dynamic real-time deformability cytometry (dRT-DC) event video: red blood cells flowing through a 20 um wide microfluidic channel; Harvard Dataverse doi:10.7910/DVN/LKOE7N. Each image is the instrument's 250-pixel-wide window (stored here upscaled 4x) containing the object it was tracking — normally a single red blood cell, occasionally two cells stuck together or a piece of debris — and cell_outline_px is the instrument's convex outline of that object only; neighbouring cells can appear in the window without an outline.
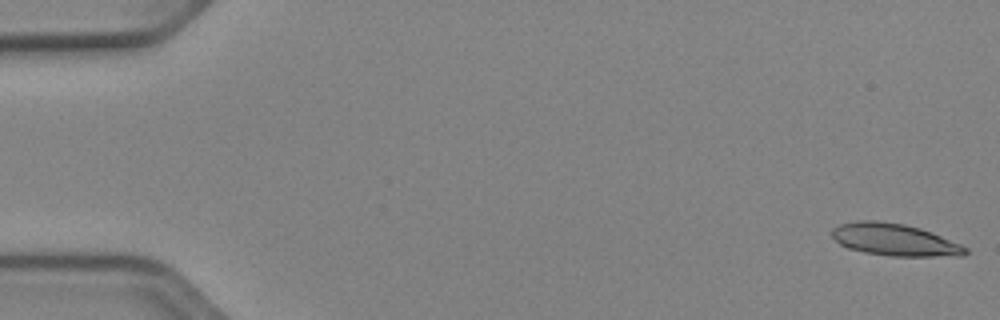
{"species": "Egyptian fruit bat (a non-hibernating species)", "species_latin": "Rousettus aegyptiacus", "temperature_condition": "cold", "stored_images_in_passage": 21, "camera_frame_rate_fps": 3000, "um_per_image_px": 0.085, "animal": {"sex": "female"}, "frame": {"image": 1, "passage_image": 1, "time_ms": 0.0, "image_size_px": [1000, 320], "cell_outline_px": [[968, 252], [964, 256], [892, 256], [864, 252], [848, 248], [840, 244], [832, 236], [832, 228], [840, 224], [856, 220], [880, 220], [904, 224], [920, 228], [932, 232], [960, 244], [968, 248]], "centroid_in_image_um": [76.04, 20.37], "position_along_channel_um": 9.0, "area_um2": 25.09}}
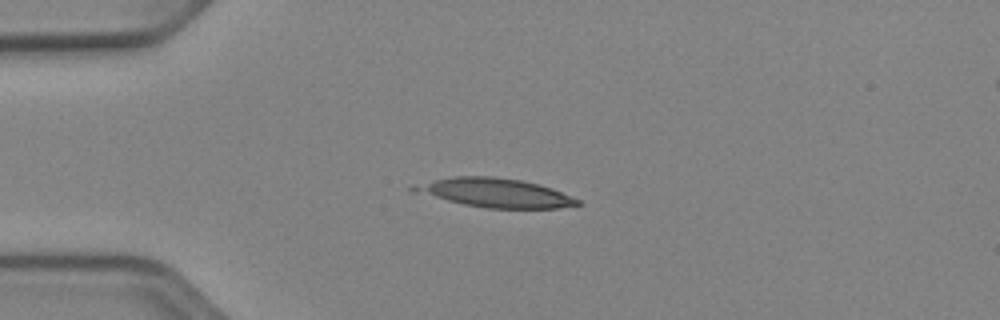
{"frame": {"image": 2, "passage_image": 13, "time_ms": 4.0, "image_size_px": [1000, 320], "cell_outline_px": [[584, 204], [560, 208], [488, 208], [464, 204], [412, 192], [408, 188], [436, 180], [452, 176], [492, 176], [520, 180], [552, 188], [580, 200]], "centroid_in_image_um": [42.13, 16.39], "position_along_channel_um": 42.9, "area_um2": 27.22}}
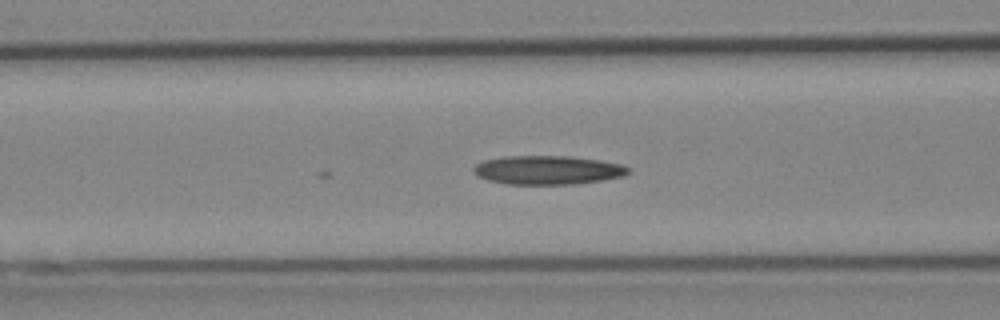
{"frame": {"image": 3, "passage_image": 21, "time_ms": 6.667, "image_size_px": [1000, 320], "cell_outline_px": [[632, 172], [624, 176], [576, 184], [508, 184], [488, 180], [476, 176], [472, 172], [472, 168], [476, 164], [484, 160], [504, 156], [568, 156], [600, 160], [620, 164], [628, 168]], "centroid_in_image_um": [46.52, 14.45], "position_along_channel_um": 120.1, "area_um2": 26.07}}